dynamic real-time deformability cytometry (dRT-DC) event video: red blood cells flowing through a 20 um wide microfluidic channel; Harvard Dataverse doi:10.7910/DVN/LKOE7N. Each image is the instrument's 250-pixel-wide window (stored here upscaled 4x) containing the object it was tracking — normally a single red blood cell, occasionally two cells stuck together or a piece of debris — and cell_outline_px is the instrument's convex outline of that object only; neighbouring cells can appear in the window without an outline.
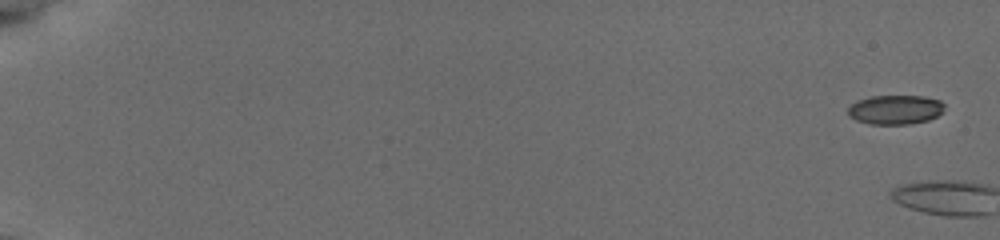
{"species": "common noctule bat (a hibernating species)", "species_latin": "Nyctalus noctula", "temperature_condition": "cold", "stored_images_in_passage": 2, "camera_frame_rate_fps": 3000, "um_per_image_px": 0.085, "animal": {"sex": "female", "body_mass_g": 19.5, "forearm_length_mm": 54.1}, "frame": {"image": 1, "passage_image": 1, "time_ms": 0.0, "image_size_px": [1000, 240], "cell_outline_px": [[944, 112], [928, 120], [908, 124], [868, 124], [856, 120], [848, 116], [848, 108], [856, 100], [872, 96], [924, 96], [940, 100], [944, 104]], "centroid_in_image_um": [76.1, 9.32], "position_along_channel_um": 8.9, "area_um2": 16.59}}